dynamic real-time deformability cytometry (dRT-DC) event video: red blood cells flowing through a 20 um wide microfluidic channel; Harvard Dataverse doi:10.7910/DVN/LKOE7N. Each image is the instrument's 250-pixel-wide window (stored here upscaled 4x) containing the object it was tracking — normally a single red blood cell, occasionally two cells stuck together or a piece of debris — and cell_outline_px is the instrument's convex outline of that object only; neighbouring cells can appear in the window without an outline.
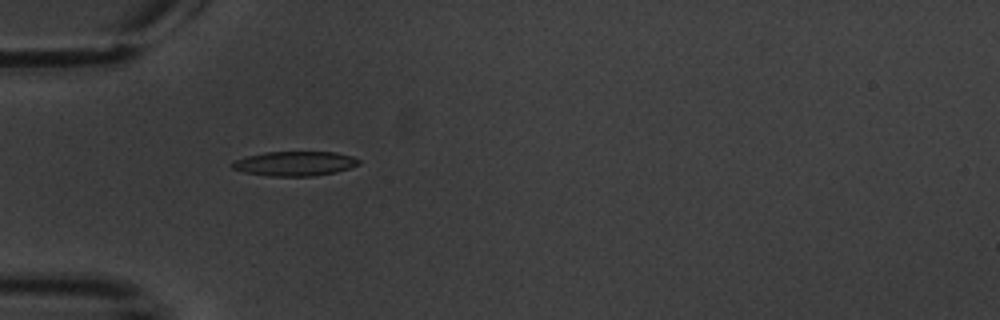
{"species": "common noctule bat (a hibernating species)", "species_latin": "Nyctalus noctula", "temperature_condition": "warm", "stored_images_in_passage": 2, "camera_frame_rate_fps": 3000, "um_per_image_px": 0.085, "animal": {"sex": "male", "body_mass_g": 20.1, "forearm_length_mm": 53.5}, "frame": {"image": 1, "passage_image": 1, "time_ms": 0.0, "image_size_px": [1000, 320], "cell_outline_px": [[360, 164], [336, 172], [312, 176], [268, 176], [244, 172], [232, 168], [228, 164], [232, 160], [264, 152], [336, 152], [352, 156], [360, 160]], "centroid_in_image_um": [25.01, 13.9], "position_along_channel_um": 60.0, "area_um2": 18.21}}